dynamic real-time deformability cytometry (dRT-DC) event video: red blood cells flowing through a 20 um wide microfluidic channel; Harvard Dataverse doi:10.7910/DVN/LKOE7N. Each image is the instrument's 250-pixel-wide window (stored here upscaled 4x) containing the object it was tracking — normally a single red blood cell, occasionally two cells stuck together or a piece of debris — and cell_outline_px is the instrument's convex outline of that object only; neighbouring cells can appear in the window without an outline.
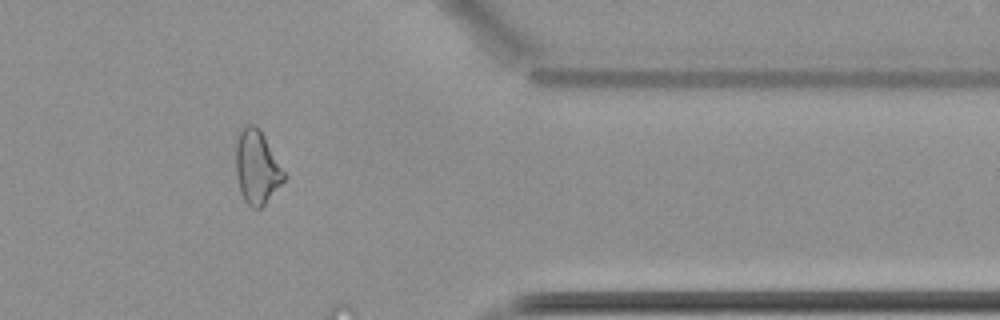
{"species": "common noctule bat (a hibernating species)", "species_latin": "Nyctalus noctula", "temperature_condition": "cold", "stored_images_in_passage": 54, "camera_frame_rate_fps": 3000, "um_per_image_px": 0.085, "animal": {"sex": "female", "body_mass_g": 22.7, "forearm_length_mm": 54.2}, "frame": {"image": 1, "passage_image": 44, "time_ms": 14.333, "image_size_px": [1000, 320], "cell_outline_px": [[288, 176], [264, 204], [260, 208], [256, 208], [248, 204], [244, 200], [240, 192], [236, 172], [236, 144], [240, 132], [248, 124], [256, 124], [260, 128]], "centroid_in_image_um": [21.86, 14.19], "position_along_channel_um": 389.5, "area_um2": 20.63}}